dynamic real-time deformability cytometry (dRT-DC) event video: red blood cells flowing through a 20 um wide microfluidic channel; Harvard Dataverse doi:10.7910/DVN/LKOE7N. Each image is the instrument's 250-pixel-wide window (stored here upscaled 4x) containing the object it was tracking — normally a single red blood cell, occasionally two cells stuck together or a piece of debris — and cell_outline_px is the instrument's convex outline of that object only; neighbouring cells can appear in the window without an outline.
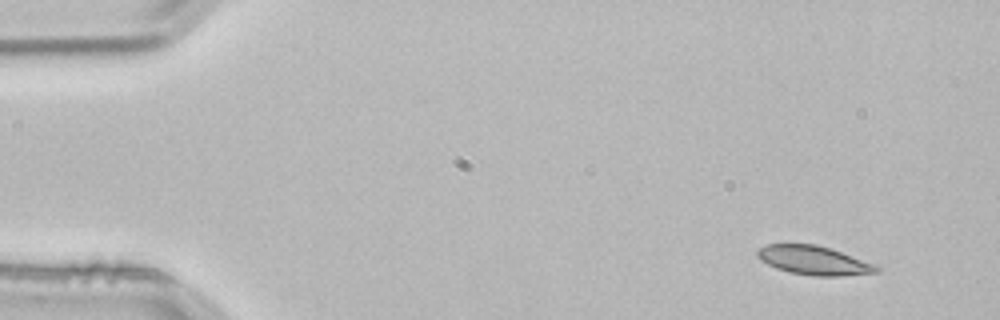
{"species": "common noctule bat (a hibernating species)", "species_latin": "Nyctalus noctula", "temperature_condition": "room temperature", "stored_images_in_passage": 3, "camera_frame_rate_fps": 3000, "um_per_image_px": 0.085, "animal": {"sex": "male", "body_mass_g": 21.5, "forearm_length_mm": 52.0}, "frame": {"image": 1, "passage_image": 1, "time_ms": 0.0, "image_size_px": [1000, 320], "cell_outline_px": [[880, 272], [840, 276], [812, 276], [788, 272], [776, 268], [760, 260], [756, 256], [756, 252], [760, 248], [768, 244], [816, 244], [832, 248], [876, 264], [880, 268]], "centroid_in_image_um": [69.2, 22.13], "position_along_channel_um": 15.8, "area_um2": 20.35}}
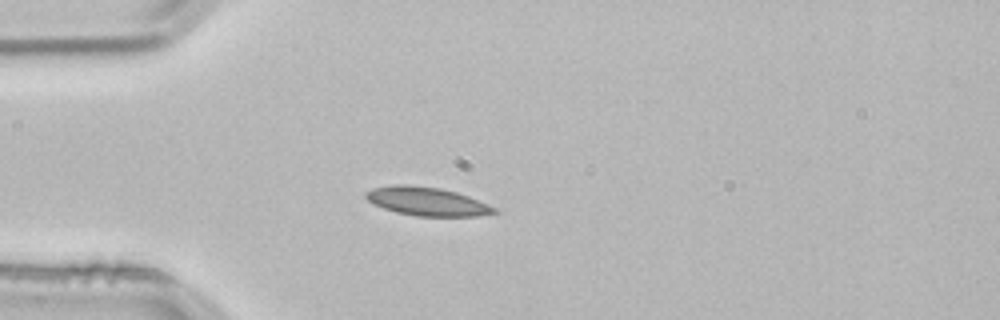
{"frame": {"image": 2, "passage_image": 3, "time_ms": 0.667, "image_size_px": [1000, 320], "cell_outline_px": [[500, 212], [476, 216], [416, 216], [396, 212], [372, 204], [364, 196], [364, 192], [372, 188], [392, 184], [408, 184], [440, 188], [456, 192], [468, 196], [500, 208]], "centroid_in_image_um": [36.3, 17.11], "position_along_channel_um": 48.7, "area_um2": 21.68}}